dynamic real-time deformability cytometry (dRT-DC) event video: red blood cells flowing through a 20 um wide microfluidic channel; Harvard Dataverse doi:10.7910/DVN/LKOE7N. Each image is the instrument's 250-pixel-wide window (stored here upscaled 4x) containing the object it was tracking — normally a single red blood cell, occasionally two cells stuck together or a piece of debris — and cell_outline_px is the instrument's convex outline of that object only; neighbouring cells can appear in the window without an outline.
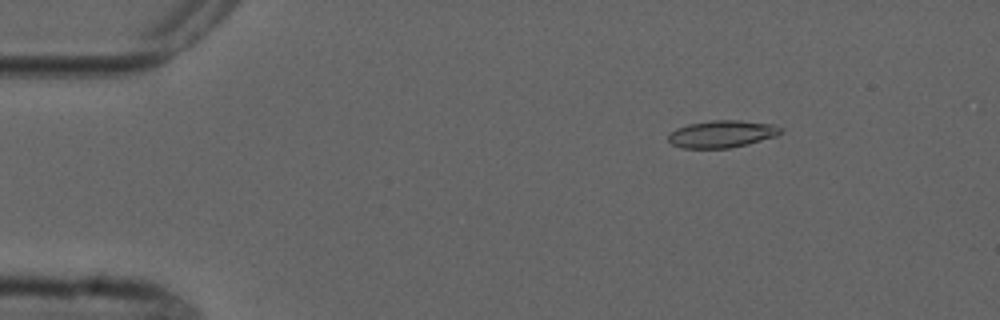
{"species": "common noctule bat (a hibernating species)", "species_latin": "Nyctalus noctula", "temperature_condition": "cold", "stored_images_in_passage": 6, "camera_frame_rate_fps": 3000, "um_per_image_px": 0.085, "animal": {"sex": "male", "forearm_length_mm": 52.5}, "frame": {"image": 1, "passage_image": 3, "time_ms": 2.333, "image_size_px": [1000, 320], "cell_outline_px": [[784, 132], [776, 136], [748, 144], [728, 148], [680, 148], [672, 144], [668, 140], [668, 136], [676, 128], [688, 124], [712, 120], [740, 120], [772, 124], [784, 128]], "centroid_in_image_um": [61.39, 11.38], "position_along_channel_um": 23.6, "area_um2": 17.92}}
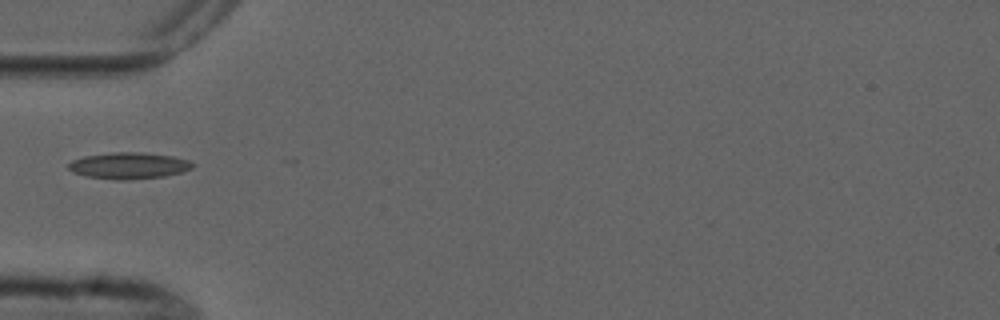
{"frame": {"image": 2, "passage_image": 6, "time_ms": 5.667, "image_size_px": [1000, 320], "cell_outline_px": [[196, 164], [192, 168], [180, 172], [164, 176], [128, 180], [116, 180], [88, 176], [72, 172], [68, 168], [68, 164], [72, 160], [84, 156], [116, 152], [140, 152], [172, 156], [188, 160]], "centroid_in_image_um": [10.95, 14.08], "position_along_channel_um": 74.1, "area_um2": 19.02}}